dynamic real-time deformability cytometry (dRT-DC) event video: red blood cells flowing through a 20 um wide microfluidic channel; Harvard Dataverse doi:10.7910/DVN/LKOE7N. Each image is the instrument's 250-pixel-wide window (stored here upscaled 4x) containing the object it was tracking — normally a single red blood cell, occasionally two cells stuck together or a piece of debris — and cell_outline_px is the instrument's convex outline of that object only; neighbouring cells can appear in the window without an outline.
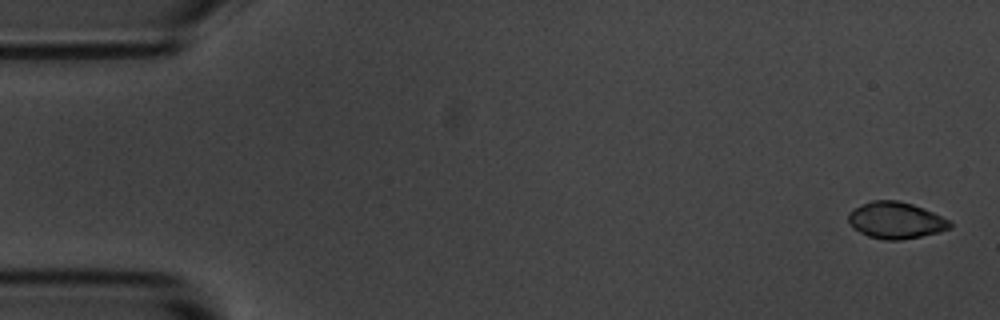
{"species": "common noctule bat (a hibernating species)", "species_latin": "Nyctalus noctula", "temperature_condition": "room temperature", "stored_images_in_passage": 6, "camera_frame_rate_fps": 3000, "um_per_image_px": 0.085, "animal": {"sex": "male", "body_mass_g": 20.1, "forearm_length_mm": 53.5}, "frame": {"image": 1, "passage_image": 1, "time_ms": 0.0, "image_size_px": [1000, 320], "cell_outline_px": [[952, 228], [940, 232], [900, 240], [884, 240], [868, 236], [852, 228], [848, 220], [848, 212], [872, 200], [896, 200], [912, 204], [924, 208], [948, 220], [952, 224]], "centroid_in_image_um": [76.14, 18.73], "position_along_channel_um": 8.9, "area_um2": 21.56}}
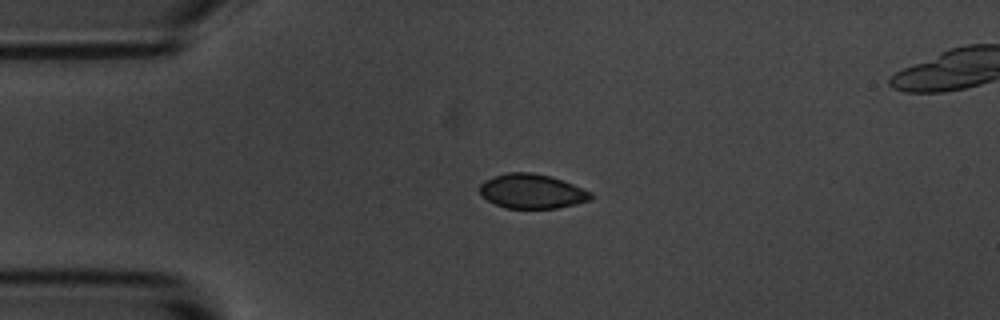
{"frame": {"image": 2, "passage_image": 4, "time_ms": 1.0, "image_size_px": [1000, 320], "cell_outline_px": [[592, 200], [576, 204], [556, 208], [504, 208], [488, 200], [480, 192], [480, 184], [484, 180], [508, 172], [532, 172], [552, 176], [592, 192]], "centroid_in_image_um": [45.24, 16.25], "position_along_channel_um": 39.8, "area_um2": 22.25}}